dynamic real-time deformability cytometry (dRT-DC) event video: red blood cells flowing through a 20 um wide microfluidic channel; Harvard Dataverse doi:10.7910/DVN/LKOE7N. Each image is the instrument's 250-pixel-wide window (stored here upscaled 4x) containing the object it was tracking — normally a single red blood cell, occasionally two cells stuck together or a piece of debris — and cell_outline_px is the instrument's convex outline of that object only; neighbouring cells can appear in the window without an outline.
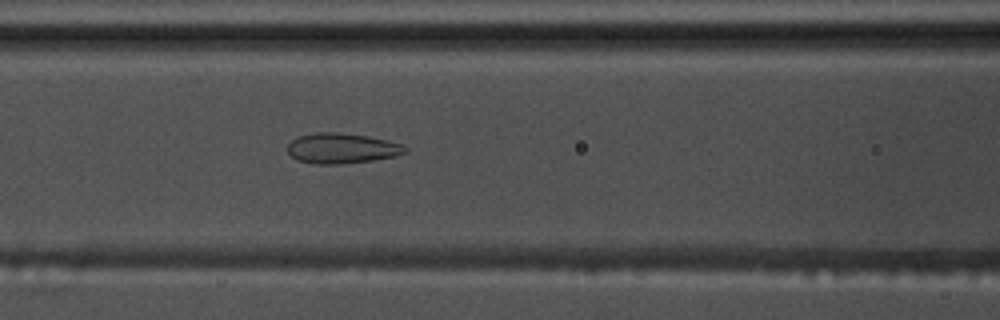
{"species": "common noctule bat (a hibernating species)", "species_latin": "Nyctalus noctula", "temperature_condition": "warm", "stored_images_in_passage": 56, "camera_frame_rate_fps": 3000, "um_per_image_px": 0.085, "animal": {"sex": "male", "body_mass_g": 17.5, "forearm_length_mm": 52.3}, "frame": {"image": 1, "passage_image": 24, "time_ms": 7.667, "image_size_px": [1000, 320], "cell_outline_px": [[408, 152], [396, 156], [372, 160], [336, 164], [316, 164], [300, 160], [292, 156], [288, 152], [288, 144], [296, 136], [316, 132], [336, 132], [368, 136], [404, 144], [408, 148]], "centroid_in_image_um": [29.08, 12.59], "position_along_channel_um": 137.5, "area_um2": 20.75}}
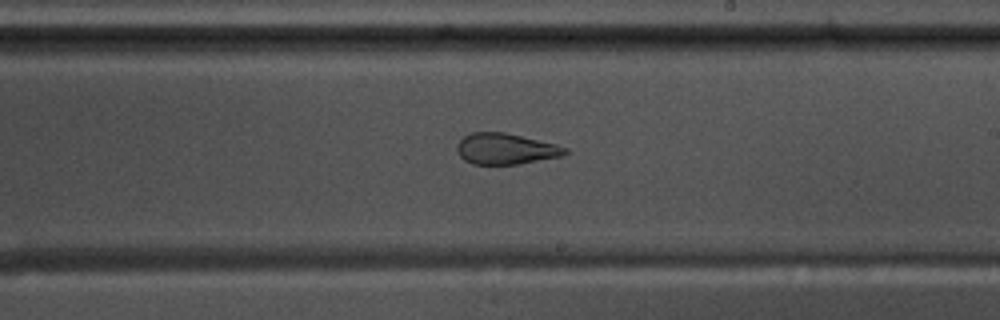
{"frame": {"image": 2, "passage_image": 33, "time_ms": 10.667, "image_size_px": [1000, 320], "cell_outline_px": [[568, 152], [560, 156], [520, 164], [472, 164], [464, 160], [460, 156], [456, 148], [456, 144], [464, 136], [472, 132], [504, 132], [556, 144], [568, 148]], "centroid_in_image_um": [42.96, 12.65], "position_along_channel_um": 246.0, "area_um2": 19.48}}
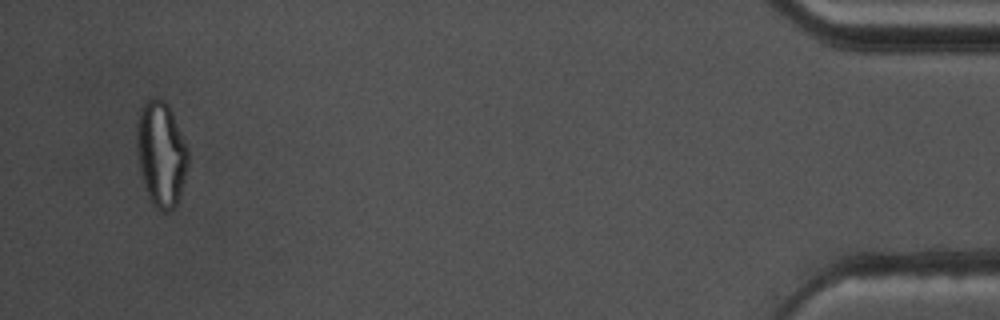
{"frame": {"image": 3, "passage_image": 54, "time_ms": 17.667, "image_size_px": [1000, 320], "cell_outline_px": [[188, 164], [176, 208], [168, 212], [164, 212], [156, 208], [152, 204], [144, 188], [140, 172], [136, 148], [136, 120], [140, 108], [144, 100], [148, 96], [156, 96], [164, 100], [168, 104], [172, 112], [188, 148]], "centroid_in_image_um": [13.66, 13.04], "position_along_channel_um": 421.5, "area_um2": 32.19}, "authors_computed_cell_mechanics": {"area_um2": 25.3742, "velocity_mm_per_s": 3.6276, "shape_relaxation_time_tau1_ms": null, "shape_relaxation_time_tau2_ms": 1.41, "deformation_change_tau1": null, "deformation_change_tau2": 0.0964}}